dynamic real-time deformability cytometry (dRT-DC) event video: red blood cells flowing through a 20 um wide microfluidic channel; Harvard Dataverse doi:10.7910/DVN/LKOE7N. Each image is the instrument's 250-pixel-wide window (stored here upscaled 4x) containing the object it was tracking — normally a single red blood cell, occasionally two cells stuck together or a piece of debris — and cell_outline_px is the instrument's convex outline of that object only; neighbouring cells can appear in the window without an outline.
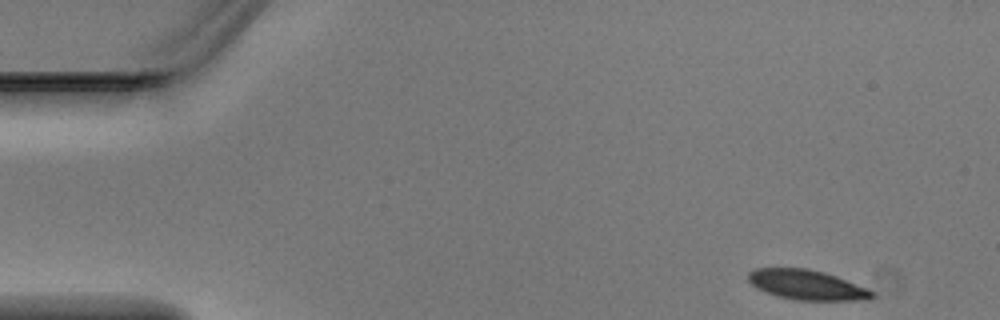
{"species": "Egyptian fruit bat (a non-hibernating species)", "species_latin": "Rousettus aegyptiacus", "temperature_condition": "warm", "stored_images_in_passage": 2, "camera_frame_rate_fps": 3000, "um_per_image_px": 0.085, "animal": {"sex": "male"}, "frame": {"image": 1, "passage_image": 1, "time_ms": 0.0, "image_size_px": [1000, 320], "cell_outline_px": [[872, 300], [796, 300], [776, 296], [764, 292], [756, 288], [748, 280], [748, 272], [756, 268], [808, 268], [824, 272], [836, 276], [868, 288], [872, 292]], "centroid_in_image_um": [68.55, 24.21], "position_along_channel_um": 16.4, "area_um2": 21.62}}